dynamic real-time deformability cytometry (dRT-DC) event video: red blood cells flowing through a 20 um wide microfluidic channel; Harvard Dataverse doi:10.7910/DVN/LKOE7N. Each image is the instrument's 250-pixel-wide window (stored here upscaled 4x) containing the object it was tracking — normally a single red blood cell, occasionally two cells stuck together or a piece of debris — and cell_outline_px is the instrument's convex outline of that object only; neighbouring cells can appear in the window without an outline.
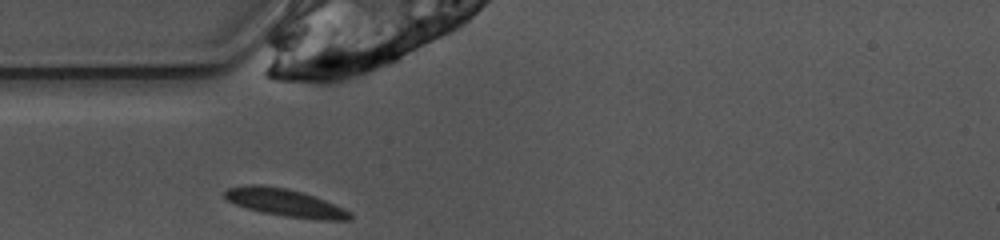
{"species": "common noctule bat (a hibernating species)", "species_latin": "Nyctalus noctula", "temperature_condition": "warm", "stored_images_in_passage": 25, "camera_frame_rate_fps": 3000, "um_per_image_px": 0.085, "animal": {"sex": "female", "body_mass_g": 10.0, "forearm_length_mm": 53.1}, "frame": {"image": 1, "passage_image": 1, "time_ms": 0.0, "image_size_px": [1000, 240], "cell_outline_px": [[352, 220], [320, 220], [288, 216], [264, 212], [248, 208], [236, 204], [228, 200], [224, 196], [224, 192], [228, 188], [244, 184], [260, 184], [288, 188], [324, 200], [344, 208], [352, 212]], "centroid_in_image_um": [24.25, 17.21], "position_along_channel_um": 60.7, "area_um2": 19.94}}
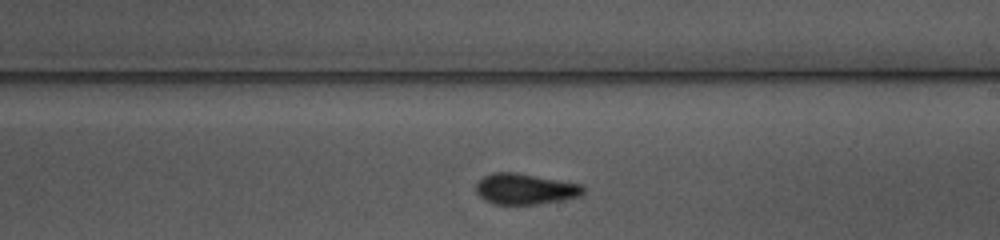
{"frame": {"image": 2, "passage_image": 15, "time_ms": 4.667, "image_size_px": [1000, 240], "cell_outline_px": [[584, 196], [536, 204], [492, 204], [484, 200], [476, 192], [476, 184], [484, 176], [492, 172], [516, 172], [584, 184]], "centroid_in_image_um": [44.67, 16.05], "position_along_channel_um": 244.3, "area_um2": 19.48}}
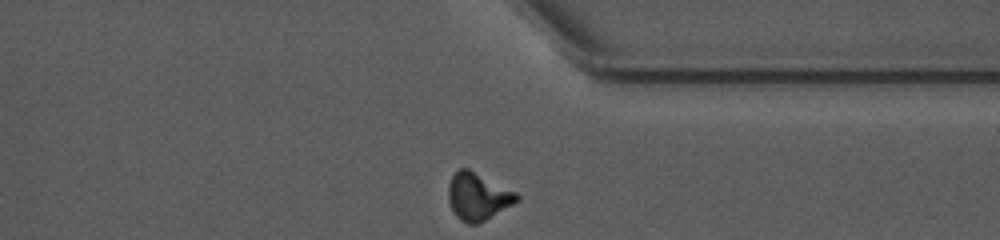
{"frame": {"image": 3, "passage_image": 25, "time_ms": 8.0, "image_size_px": [1000, 240], "cell_outline_px": [[520, 200], [484, 220], [476, 224], [468, 224], [460, 220], [456, 216], [448, 200], [448, 184], [452, 176], [460, 168], [468, 168], [516, 192], [520, 196]], "centroid_in_image_um": [40.61, 16.69], "position_along_channel_um": 370.8, "area_um2": 18.67}, "authors_computed_cell_mechanics": {"area_um2": 18.785, "velocity_mm_per_s": 3.9123, "shape_relaxation_time_tau1_ms": 3.3834, "shape_relaxation_time_tau2_ms": 0.9889, "deformation_change_tau1": 0.1528, "deformation_change_tau2": 0.0633}}